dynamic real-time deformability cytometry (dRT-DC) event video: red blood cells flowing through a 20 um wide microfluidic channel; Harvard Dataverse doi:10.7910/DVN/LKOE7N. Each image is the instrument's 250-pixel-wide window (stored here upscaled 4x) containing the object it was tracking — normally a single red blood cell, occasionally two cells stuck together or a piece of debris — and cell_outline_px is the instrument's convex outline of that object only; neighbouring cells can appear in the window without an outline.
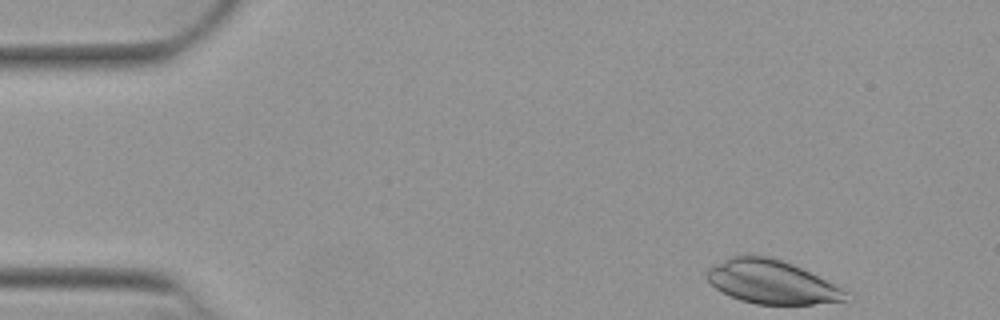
{"species": "Egyptian fruit bat (a non-hibernating species)", "species_latin": "Rousettus aegyptiacus", "temperature_condition": "warm", "stored_images_in_passage": 42, "camera_frame_rate_fps": 3000, "um_per_image_px": 0.085, "animal": {"sex": "female"}, "frame": {"image": 1, "passage_image": 1, "time_ms": 0.0, "image_size_px": [1000, 320], "cell_outline_px": [[848, 292], [844, 300], [812, 304], [756, 304], [740, 300], [716, 288], [704, 276], [708, 268], [732, 256], [764, 256], [780, 260], [792, 264]], "centroid_in_image_um": [65.52, 23.97], "position_along_channel_um": 19.5, "area_um2": 34.22}}
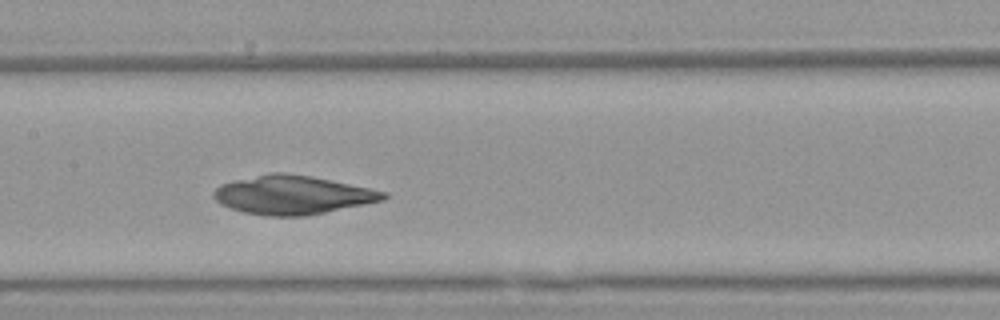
{"frame": {"image": 2, "passage_image": 21, "time_ms": 6.667, "image_size_px": [1000, 320], "cell_outline_px": [[388, 196], [384, 200], [304, 216], [268, 216], [244, 212], [228, 208], [220, 204], [212, 196], [212, 192], [220, 184], [268, 172], [288, 172], [312, 176], [388, 192]], "centroid_in_image_um": [24.83, 16.56], "position_along_channel_um": 182.6, "area_um2": 38.32}}
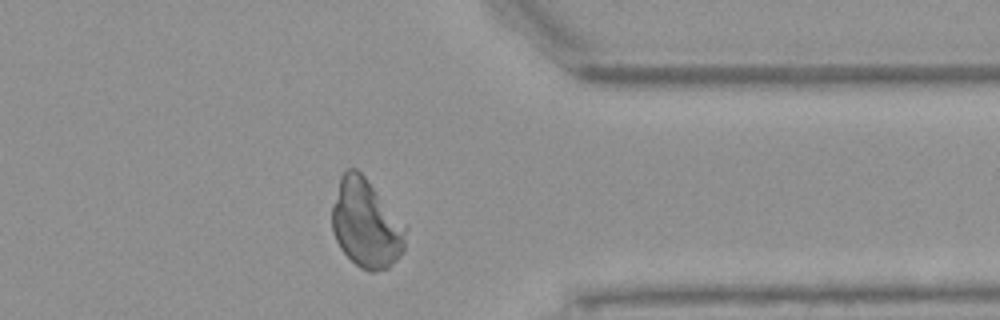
{"frame": {"image": 3, "passage_image": 37, "time_ms": 12.0, "image_size_px": [1000, 320], "cell_outline_px": [[408, 228], [404, 252], [388, 268], [376, 272], [372, 272], [360, 268], [340, 248], [332, 232], [332, 204], [340, 176], [348, 168], [356, 168], [364, 176]], "centroid_in_image_um": [31.12, 19.03], "position_along_channel_um": 380.3, "area_um2": 38.03}}